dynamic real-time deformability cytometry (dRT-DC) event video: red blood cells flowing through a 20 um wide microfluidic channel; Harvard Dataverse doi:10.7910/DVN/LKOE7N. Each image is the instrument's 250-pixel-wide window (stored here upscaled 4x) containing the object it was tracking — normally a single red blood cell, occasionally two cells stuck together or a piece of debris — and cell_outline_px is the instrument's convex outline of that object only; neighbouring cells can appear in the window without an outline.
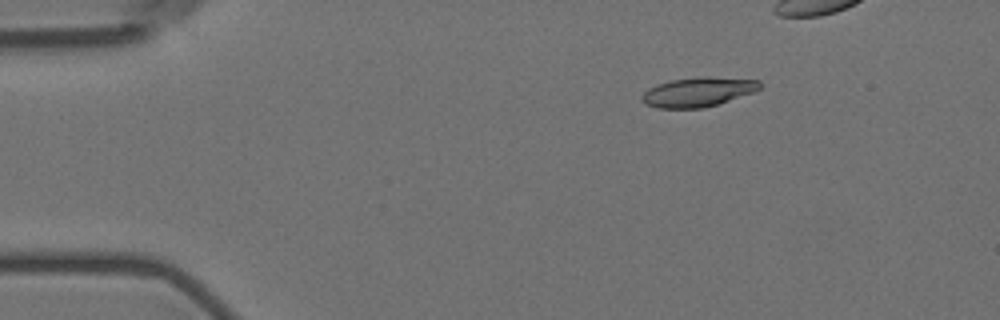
{"species": "Egyptian fruit bat (a non-hibernating species)", "species_latin": "Rousettus aegyptiacus", "temperature_condition": "room temperature", "stored_images_in_passage": 6, "camera_frame_rate_fps": 3000, "um_per_image_px": 0.085, "animal": {"sex": "female"}, "frame": {"image": 1, "passage_image": 3, "time_ms": 2.333, "image_size_px": [1000, 320], "cell_outline_px": [[764, 84], [760, 88], [752, 92], [704, 108], [656, 108], [644, 104], [640, 96], [648, 88], [656, 84], [672, 80], [704, 76], [708, 76], [760, 80]], "centroid_in_image_um": [59.3, 7.81], "position_along_channel_um": 25.7, "area_um2": 20.23}}